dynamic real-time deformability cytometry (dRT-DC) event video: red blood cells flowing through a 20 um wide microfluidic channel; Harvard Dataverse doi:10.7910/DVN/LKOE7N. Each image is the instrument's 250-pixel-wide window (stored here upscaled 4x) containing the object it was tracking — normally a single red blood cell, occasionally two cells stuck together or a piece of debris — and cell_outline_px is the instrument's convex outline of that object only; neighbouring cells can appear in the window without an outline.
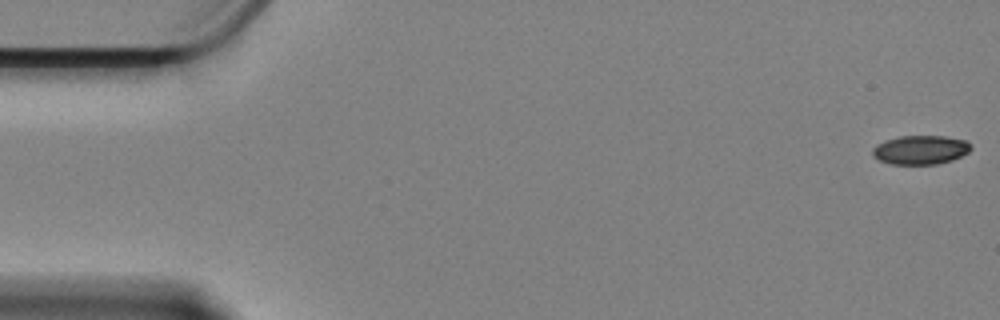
{"species": "Egyptian fruit bat (a non-hibernating species)", "species_latin": "Rousettus aegyptiacus", "temperature_condition": "cold", "stored_images_in_passage": 58, "camera_frame_rate_fps": 3000, "um_per_image_px": 0.085, "animal": {"sex": "female"}, "frame": {"image": 1, "passage_image": 1, "time_ms": 0.0, "image_size_px": [1000, 320], "cell_outline_px": [[972, 148], [968, 152], [952, 160], [936, 164], [892, 164], [880, 160], [872, 156], [872, 148], [876, 144], [884, 140], [900, 136], [944, 136], [968, 140], [972, 144]], "centroid_in_image_um": [78.25, 12.72], "position_along_channel_um": 6.8, "area_um2": 16.76}}
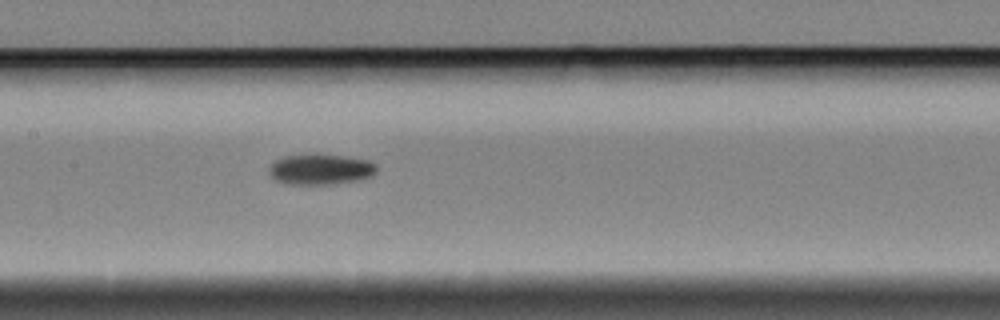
{"frame": {"image": 2, "passage_image": 28, "time_ms": 9.0, "image_size_px": [1000, 320], "cell_outline_px": [[376, 172], [368, 176], [352, 180], [328, 184], [288, 184], [276, 180], [268, 172], [268, 168], [276, 160], [284, 156], [316, 152], [348, 156], [368, 160], [376, 164]], "centroid_in_image_um": [27.2, 14.34], "position_along_channel_um": 180.2, "area_um2": 19.31}}
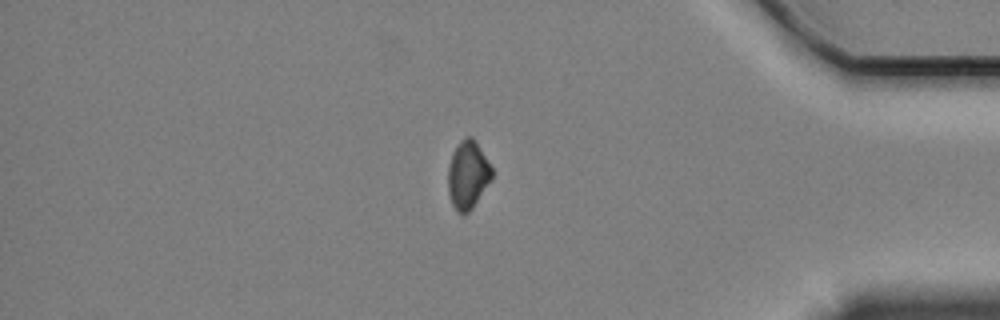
{"frame": {"image": 3, "passage_image": 50, "time_ms": 16.333, "image_size_px": [1000, 320], "cell_outline_px": [[492, 180], [472, 208], [464, 216], [456, 212], [452, 204], [448, 192], [448, 164], [452, 152], [460, 140], [464, 136], [472, 136], [476, 140], [492, 168]], "centroid_in_image_um": [39.75, 14.86], "position_along_channel_um": 395.4, "area_um2": 17.74}, "authors_computed_cell_mechanics": {"area_um2": 18.207, "velocity_mm_per_s": 3.3693, "shape_relaxation_time_tau1_ms": 3.9297, "shape_relaxation_time_tau2_ms": null, "deformation_change_tau1": 0.0765, "deformation_change_tau2": null}}